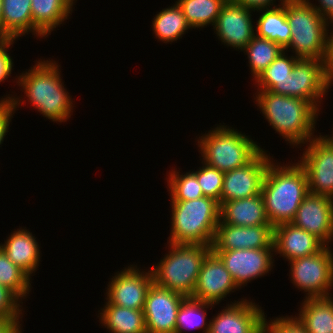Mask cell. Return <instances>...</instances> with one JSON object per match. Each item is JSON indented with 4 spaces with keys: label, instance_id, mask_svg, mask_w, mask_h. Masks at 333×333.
Segmentation results:
<instances>
[{
    "label": "cell",
    "instance_id": "cell-1",
    "mask_svg": "<svg viewBox=\"0 0 333 333\" xmlns=\"http://www.w3.org/2000/svg\"><path fill=\"white\" fill-rule=\"evenodd\" d=\"M50 59H37L33 61L35 64L30 69L16 74V78L13 77V82L24 95L22 92L19 96L17 93H6L0 97V101H11L15 111L27 101L43 117L61 124L67 122L73 115L75 101L65 87L61 65L58 61Z\"/></svg>",
    "mask_w": 333,
    "mask_h": 333
},
{
    "label": "cell",
    "instance_id": "cell-2",
    "mask_svg": "<svg viewBox=\"0 0 333 333\" xmlns=\"http://www.w3.org/2000/svg\"><path fill=\"white\" fill-rule=\"evenodd\" d=\"M256 96V97H255ZM252 100L269 126L285 139L291 148H302L316 137L320 112L310 101L256 90Z\"/></svg>",
    "mask_w": 333,
    "mask_h": 333
},
{
    "label": "cell",
    "instance_id": "cell-3",
    "mask_svg": "<svg viewBox=\"0 0 333 333\" xmlns=\"http://www.w3.org/2000/svg\"><path fill=\"white\" fill-rule=\"evenodd\" d=\"M274 159L267 168L261 190L265 212L273 227L291 223L309 193L306 171L298 160L282 164Z\"/></svg>",
    "mask_w": 333,
    "mask_h": 333
},
{
    "label": "cell",
    "instance_id": "cell-4",
    "mask_svg": "<svg viewBox=\"0 0 333 333\" xmlns=\"http://www.w3.org/2000/svg\"><path fill=\"white\" fill-rule=\"evenodd\" d=\"M285 13L292 35L284 50L299 59L323 60L333 41V25L305 0H286Z\"/></svg>",
    "mask_w": 333,
    "mask_h": 333
},
{
    "label": "cell",
    "instance_id": "cell-5",
    "mask_svg": "<svg viewBox=\"0 0 333 333\" xmlns=\"http://www.w3.org/2000/svg\"><path fill=\"white\" fill-rule=\"evenodd\" d=\"M198 136L195 144L200 152V159L223 172L244 166L263 149L251 135L225 123L215 124L208 133L206 131Z\"/></svg>",
    "mask_w": 333,
    "mask_h": 333
},
{
    "label": "cell",
    "instance_id": "cell-6",
    "mask_svg": "<svg viewBox=\"0 0 333 333\" xmlns=\"http://www.w3.org/2000/svg\"><path fill=\"white\" fill-rule=\"evenodd\" d=\"M171 227L167 242L211 246L220 221V205L203 196L187 201H170Z\"/></svg>",
    "mask_w": 333,
    "mask_h": 333
},
{
    "label": "cell",
    "instance_id": "cell-7",
    "mask_svg": "<svg viewBox=\"0 0 333 333\" xmlns=\"http://www.w3.org/2000/svg\"><path fill=\"white\" fill-rule=\"evenodd\" d=\"M166 248L168 253L150 267L153 283L191 297L202 262L211 251V246L167 242Z\"/></svg>",
    "mask_w": 333,
    "mask_h": 333
},
{
    "label": "cell",
    "instance_id": "cell-8",
    "mask_svg": "<svg viewBox=\"0 0 333 333\" xmlns=\"http://www.w3.org/2000/svg\"><path fill=\"white\" fill-rule=\"evenodd\" d=\"M324 246L314 255L289 261L290 282L305 294L303 298L333 296V248Z\"/></svg>",
    "mask_w": 333,
    "mask_h": 333
},
{
    "label": "cell",
    "instance_id": "cell-9",
    "mask_svg": "<svg viewBox=\"0 0 333 333\" xmlns=\"http://www.w3.org/2000/svg\"><path fill=\"white\" fill-rule=\"evenodd\" d=\"M303 146L298 161L306 171L309 193L333 199V138L319 133Z\"/></svg>",
    "mask_w": 333,
    "mask_h": 333
},
{
    "label": "cell",
    "instance_id": "cell-10",
    "mask_svg": "<svg viewBox=\"0 0 333 333\" xmlns=\"http://www.w3.org/2000/svg\"><path fill=\"white\" fill-rule=\"evenodd\" d=\"M123 268L109 278L105 299L117 306L143 310L147 292L153 284L152 271L150 267L141 269L137 263Z\"/></svg>",
    "mask_w": 333,
    "mask_h": 333
},
{
    "label": "cell",
    "instance_id": "cell-11",
    "mask_svg": "<svg viewBox=\"0 0 333 333\" xmlns=\"http://www.w3.org/2000/svg\"><path fill=\"white\" fill-rule=\"evenodd\" d=\"M230 272L237 286L242 289L253 280L271 274L275 266L274 248L235 249L213 251ZM270 271V272H269Z\"/></svg>",
    "mask_w": 333,
    "mask_h": 333
},
{
    "label": "cell",
    "instance_id": "cell-12",
    "mask_svg": "<svg viewBox=\"0 0 333 333\" xmlns=\"http://www.w3.org/2000/svg\"><path fill=\"white\" fill-rule=\"evenodd\" d=\"M247 297L226 303L210 320L208 333H263L265 311Z\"/></svg>",
    "mask_w": 333,
    "mask_h": 333
},
{
    "label": "cell",
    "instance_id": "cell-13",
    "mask_svg": "<svg viewBox=\"0 0 333 333\" xmlns=\"http://www.w3.org/2000/svg\"><path fill=\"white\" fill-rule=\"evenodd\" d=\"M262 149L249 163L224 172L221 202L250 198L261 193L264 177L274 156Z\"/></svg>",
    "mask_w": 333,
    "mask_h": 333
},
{
    "label": "cell",
    "instance_id": "cell-14",
    "mask_svg": "<svg viewBox=\"0 0 333 333\" xmlns=\"http://www.w3.org/2000/svg\"><path fill=\"white\" fill-rule=\"evenodd\" d=\"M253 12L255 14L254 10L227 0L212 28L217 39L224 46L241 52L255 35Z\"/></svg>",
    "mask_w": 333,
    "mask_h": 333
},
{
    "label": "cell",
    "instance_id": "cell-15",
    "mask_svg": "<svg viewBox=\"0 0 333 333\" xmlns=\"http://www.w3.org/2000/svg\"><path fill=\"white\" fill-rule=\"evenodd\" d=\"M225 264L212 250L202 262L191 298L219 305L231 293L239 291Z\"/></svg>",
    "mask_w": 333,
    "mask_h": 333
},
{
    "label": "cell",
    "instance_id": "cell-16",
    "mask_svg": "<svg viewBox=\"0 0 333 333\" xmlns=\"http://www.w3.org/2000/svg\"><path fill=\"white\" fill-rule=\"evenodd\" d=\"M185 298L153 283L143 308L147 333H175L178 310Z\"/></svg>",
    "mask_w": 333,
    "mask_h": 333
},
{
    "label": "cell",
    "instance_id": "cell-17",
    "mask_svg": "<svg viewBox=\"0 0 333 333\" xmlns=\"http://www.w3.org/2000/svg\"><path fill=\"white\" fill-rule=\"evenodd\" d=\"M295 226L318 238L325 246L333 242V199L308 193L293 221Z\"/></svg>",
    "mask_w": 333,
    "mask_h": 333
},
{
    "label": "cell",
    "instance_id": "cell-18",
    "mask_svg": "<svg viewBox=\"0 0 333 333\" xmlns=\"http://www.w3.org/2000/svg\"><path fill=\"white\" fill-rule=\"evenodd\" d=\"M260 248H274L272 225L233 226L219 221L212 251Z\"/></svg>",
    "mask_w": 333,
    "mask_h": 333
},
{
    "label": "cell",
    "instance_id": "cell-19",
    "mask_svg": "<svg viewBox=\"0 0 333 333\" xmlns=\"http://www.w3.org/2000/svg\"><path fill=\"white\" fill-rule=\"evenodd\" d=\"M290 97L310 101L319 111L322 109V99L326 97L322 60L302 58L296 61L290 75Z\"/></svg>",
    "mask_w": 333,
    "mask_h": 333
},
{
    "label": "cell",
    "instance_id": "cell-20",
    "mask_svg": "<svg viewBox=\"0 0 333 333\" xmlns=\"http://www.w3.org/2000/svg\"><path fill=\"white\" fill-rule=\"evenodd\" d=\"M273 245L275 256L279 255L278 257H283V260L288 262L314 255L325 246L314 235L293 223H283L273 227Z\"/></svg>",
    "mask_w": 333,
    "mask_h": 333
},
{
    "label": "cell",
    "instance_id": "cell-21",
    "mask_svg": "<svg viewBox=\"0 0 333 333\" xmlns=\"http://www.w3.org/2000/svg\"><path fill=\"white\" fill-rule=\"evenodd\" d=\"M4 243H0L1 249L9 259L21 270H23L31 279L40 267L41 249L37 237L26 227L14 229L6 236Z\"/></svg>",
    "mask_w": 333,
    "mask_h": 333
},
{
    "label": "cell",
    "instance_id": "cell-22",
    "mask_svg": "<svg viewBox=\"0 0 333 333\" xmlns=\"http://www.w3.org/2000/svg\"><path fill=\"white\" fill-rule=\"evenodd\" d=\"M74 0H31V14L33 22V36L45 39L51 32L70 19Z\"/></svg>",
    "mask_w": 333,
    "mask_h": 333
},
{
    "label": "cell",
    "instance_id": "cell-23",
    "mask_svg": "<svg viewBox=\"0 0 333 333\" xmlns=\"http://www.w3.org/2000/svg\"><path fill=\"white\" fill-rule=\"evenodd\" d=\"M220 220L233 226L271 225L262 194L250 198L220 202Z\"/></svg>",
    "mask_w": 333,
    "mask_h": 333
},
{
    "label": "cell",
    "instance_id": "cell-24",
    "mask_svg": "<svg viewBox=\"0 0 333 333\" xmlns=\"http://www.w3.org/2000/svg\"><path fill=\"white\" fill-rule=\"evenodd\" d=\"M295 318L307 333H333V297L304 298Z\"/></svg>",
    "mask_w": 333,
    "mask_h": 333
},
{
    "label": "cell",
    "instance_id": "cell-25",
    "mask_svg": "<svg viewBox=\"0 0 333 333\" xmlns=\"http://www.w3.org/2000/svg\"><path fill=\"white\" fill-rule=\"evenodd\" d=\"M104 303L96 316L109 333H147L143 310L124 308L107 300Z\"/></svg>",
    "mask_w": 333,
    "mask_h": 333
},
{
    "label": "cell",
    "instance_id": "cell-26",
    "mask_svg": "<svg viewBox=\"0 0 333 333\" xmlns=\"http://www.w3.org/2000/svg\"><path fill=\"white\" fill-rule=\"evenodd\" d=\"M287 51H282L278 57L253 81L255 90L270 91L290 97V75L296 61L299 59ZM257 89H256V87Z\"/></svg>",
    "mask_w": 333,
    "mask_h": 333
},
{
    "label": "cell",
    "instance_id": "cell-27",
    "mask_svg": "<svg viewBox=\"0 0 333 333\" xmlns=\"http://www.w3.org/2000/svg\"><path fill=\"white\" fill-rule=\"evenodd\" d=\"M255 12L259 13L255 22V35L274 41L285 49L292 35L286 18L285 2L280 6L259 9Z\"/></svg>",
    "mask_w": 333,
    "mask_h": 333
},
{
    "label": "cell",
    "instance_id": "cell-28",
    "mask_svg": "<svg viewBox=\"0 0 333 333\" xmlns=\"http://www.w3.org/2000/svg\"><path fill=\"white\" fill-rule=\"evenodd\" d=\"M1 37L19 40L32 33L31 0H2Z\"/></svg>",
    "mask_w": 333,
    "mask_h": 333
},
{
    "label": "cell",
    "instance_id": "cell-29",
    "mask_svg": "<svg viewBox=\"0 0 333 333\" xmlns=\"http://www.w3.org/2000/svg\"><path fill=\"white\" fill-rule=\"evenodd\" d=\"M152 19V31L158 41H162L165 44H171L188 33L191 27L186 22L185 16L175 2L172 6L162 9L160 12H156V15Z\"/></svg>",
    "mask_w": 333,
    "mask_h": 333
},
{
    "label": "cell",
    "instance_id": "cell-30",
    "mask_svg": "<svg viewBox=\"0 0 333 333\" xmlns=\"http://www.w3.org/2000/svg\"><path fill=\"white\" fill-rule=\"evenodd\" d=\"M175 2L181 8L191 30L196 28L201 30L210 25L214 26L227 0H177Z\"/></svg>",
    "mask_w": 333,
    "mask_h": 333
},
{
    "label": "cell",
    "instance_id": "cell-31",
    "mask_svg": "<svg viewBox=\"0 0 333 333\" xmlns=\"http://www.w3.org/2000/svg\"><path fill=\"white\" fill-rule=\"evenodd\" d=\"M216 305L186 297L178 310L175 333H186L193 329H198L202 333H208L210 320H208L207 310L213 311Z\"/></svg>",
    "mask_w": 333,
    "mask_h": 333
},
{
    "label": "cell",
    "instance_id": "cell-32",
    "mask_svg": "<svg viewBox=\"0 0 333 333\" xmlns=\"http://www.w3.org/2000/svg\"><path fill=\"white\" fill-rule=\"evenodd\" d=\"M284 49L274 41L254 35L252 40L241 51L247 55L251 81H254Z\"/></svg>",
    "mask_w": 333,
    "mask_h": 333
},
{
    "label": "cell",
    "instance_id": "cell-33",
    "mask_svg": "<svg viewBox=\"0 0 333 333\" xmlns=\"http://www.w3.org/2000/svg\"><path fill=\"white\" fill-rule=\"evenodd\" d=\"M177 168H171L166 173L167 192L170 194V201H187L199 199L204 196L202 189L198 183L196 175L189 170L188 172H180ZM182 173V174H181Z\"/></svg>",
    "mask_w": 333,
    "mask_h": 333
},
{
    "label": "cell",
    "instance_id": "cell-34",
    "mask_svg": "<svg viewBox=\"0 0 333 333\" xmlns=\"http://www.w3.org/2000/svg\"><path fill=\"white\" fill-rule=\"evenodd\" d=\"M31 283L32 279L0 247V284L13 290L24 301L30 296Z\"/></svg>",
    "mask_w": 333,
    "mask_h": 333
},
{
    "label": "cell",
    "instance_id": "cell-35",
    "mask_svg": "<svg viewBox=\"0 0 333 333\" xmlns=\"http://www.w3.org/2000/svg\"><path fill=\"white\" fill-rule=\"evenodd\" d=\"M201 166L192 172L196 175L198 183L204 196L211 197L221 202V192L223 188L224 172L209 166L200 159Z\"/></svg>",
    "mask_w": 333,
    "mask_h": 333
},
{
    "label": "cell",
    "instance_id": "cell-36",
    "mask_svg": "<svg viewBox=\"0 0 333 333\" xmlns=\"http://www.w3.org/2000/svg\"><path fill=\"white\" fill-rule=\"evenodd\" d=\"M23 300L10 288L0 284V318L16 320L23 325Z\"/></svg>",
    "mask_w": 333,
    "mask_h": 333
},
{
    "label": "cell",
    "instance_id": "cell-37",
    "mask_svg": "<svg viewBox=\"0 0 333 333\" xmlns=\"http://www.w3.org/2000/svg\"><path fill=\"white\" fill-rule=\"evenodd\" d=\"M263 333H307L305 328L293 316H277L267 319V314L263 320Z\"/></svg>",
    "mask_w": 333,
    "mask_h": 333
},
{
    "label": "cell",
    "instance_id": "cell-38",
    "mask_svg": "<svg viewBox=\"0 0 333 333\" xmlns=\"http://www.w3.org/2000/svg\"><path fill=\"white\" fill-rule=\"evenodd\" d=\"M15 41L17 40L10 37H0V83H4L8 78L12 77L11 74L13 73L12 70L14 71L13 66L15 64L12 54L8 52L16 43Z\"/></svg>",
    "mask_w": 333,
    "mask_h": 333
},
{
    "label": "cell",
    "instance_id": "cell-39",
    "mask_svg": "<svg viewBox=\"0 0 333 333\" xmlns=\"http://www.w3.org/2000/svg\"><path fill=\"white\" fill-rule=\"evenodd\" d=\"M16 111L11 101H0V147L10 129V123Z\"/></svg>",
    "mask_w": 333,
    "mask_h": 333
},
{
    "label": "cell",
    "instance_id": "cell-40",
    "mask_svg": "<svg viewBox=\"0 0 333 333\" xmlns=\"http://www.w3.org/2000/svg\"><path fill=\"white\" fill-rule=\"evenodd\" d=\"M323 62V85L325 95H328L331 86H333V41L330 44L325 56L322 60Z\"/></svg>",
    "mask_w": 333,
    "mask_h": 333
},
{
    "label": "cell",
    "instance_id": "cell-41",
    "mask_svg": "<svg viewBox=\"0 0 333 333\" xmlns=\"http://www.w3.org/2000/svg\"><path fill=\"white\" fill-rule=\"evenodd\" d=\"M234 3L244 6L251 10H259L264 8L276 7L284 4L286 0H232ZM278 1L279 3L276 4Z\"/></svg>",
    "mask_w": 333,
    "mask_h": 333
},
{
    "label": "cell",
    "instance_id": "cell-42",
    "mask_svg": "<svg viewBox=\"0 0 333 333\" xmlns=\"http://www.w3.org/2000/svg\"><path fill=\"white\" fill-rule=\"evenodd\" d=\"M305 1L310 3L321 17L328 20L333 25V0H315V4L311 0Z\"/></svg>",
    "mask_w": 333,
    "mask_h": 333
},
{
    "label": "cell",
    "instance_id": "cell-43",
    "mask_svg": "<svg viewBox=\"0 0 333 333\" xmlns=\"http://www.w3.org/2000/svg\"><path fill=\"white\" fill-rule=\"evenodd\" d=\"M22 327L16 320L0 318V333H19Z\"/></svg>",
    "mask_w": 333,
    "mask_h": 333
},
{
    "label": "cell",
    "instance_id": "cell-44",
    "mask_svg": "<svg viewBox=\"0 0 333 333\" xmlns=\"http://www.w3.org/2000/svg\"><path fill=\"white\" fill-rule=\"evenodd\" d=\"M2 15H3V2L0 0V37H1V21H2Z\"/></svg>",
    "mask_w": 333,
    "mask_h": 333
},
{
    "label": "cell",
    "instance_id": "cell-45",
    "mask_svg": "<svg viewBox=\"0 0 333 333\" xmlns=\"http://www.w3.org/2000/svg\"><path fill=\"white\" fill-rule=\"evenodd\" d=\"M330 136L333 138V130L331 131V134H330Z\"/></svg>",
    "mask_w": 333,
    "mask_h": 333
}]
</instances>
